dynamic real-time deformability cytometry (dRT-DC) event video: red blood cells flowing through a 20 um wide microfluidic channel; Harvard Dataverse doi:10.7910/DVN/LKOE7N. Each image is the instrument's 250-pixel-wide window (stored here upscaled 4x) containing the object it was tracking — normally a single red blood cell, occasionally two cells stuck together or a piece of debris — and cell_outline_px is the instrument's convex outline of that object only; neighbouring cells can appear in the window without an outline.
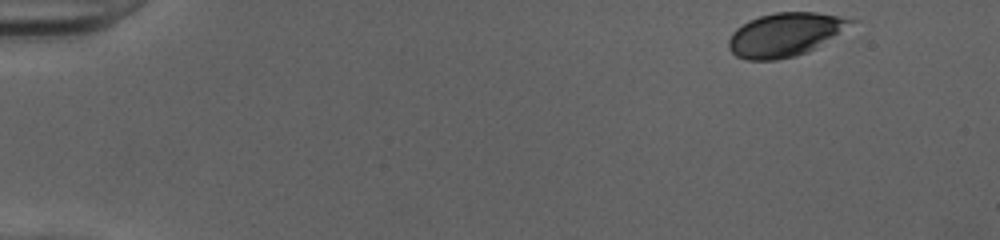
{"species": "human", "species_latin": "Homo sapiens", "temperature_condition": "cold", "stored_images_in_passage": 47, "camera_frame_rate_fps": 3000, "um_per_image_px": 0.085, "donor": {"sex": "female"}, "frame": {"image": 1, "passage_image": 1, "time_ms": 0.0, "image_size_px": [1000, 240], "cell_outline_px": [[856, 20], [816, 48], [808, 52], [796, 56], [776, 60], [748, 60], [736, 56], [728, 48], [728, 40], [732, 32], [736, 28], [748, 20], [760, 16], [776, 12], [816, 12]], "centroid_in_image_um": [66.65, 2.95], "position_along_channel_um": 18.4, "area_um2": 30.69}}
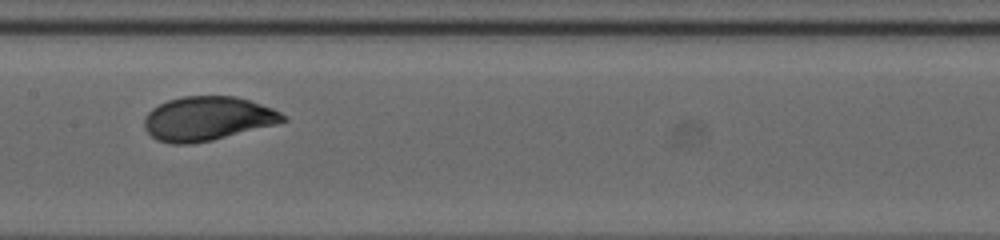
{"frame": {"image": 2, "passage_image": 23, "time_ms": 7.333, "image_size_px": [1000, 240], "cell_outline_px": [[288, 120], [212, 140], [188, 144], [172, 144], [156, 140], [144, 128], [144, 116], [152, 108], [168, 100], [184, 96], [236, 96], [272, 108], [280, 112]], "centroid_in_image_um": [17.57, 10.08], "position_along_channel_um": 189.8, "area_um2": 35.2}}
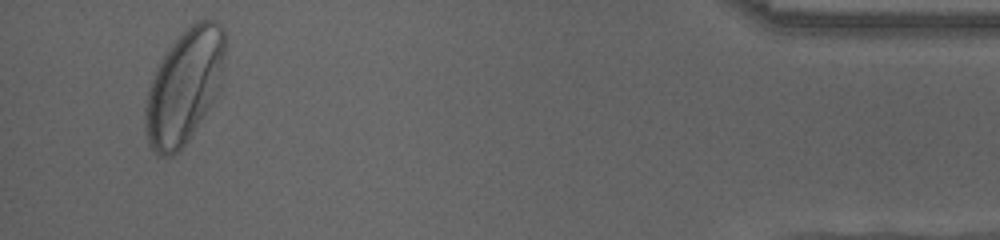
{"frame": {"image": 3, "passage_image": 45, "time_ms": 14.667, "image_size_px": [1000, 240], "cell_outline_px": [[228, 36], [220, 88], [216, 96], [188, 140], [172, 156], [160, 156], [148, 144], [144, 124], [144, 108], [148, 88], [160, 60], [172, 44], [192, 24], [200, 20], [216, 20], [224, 28]], "centroid_in_image_um": [15.69, 7.32], "position_along_channel_um": 419.5, "area_um2": 53.06}, "authors_computed_cell_mechanics": {"area_um2": 35.547, "velocity_mm_per_s": 4.012, "shape_relaxation_time_tau1_ms": 2.4374, "shape_relaxation_time_tau2_ms": null, "deformation_change_tau1": 0.1456, "deformation_change_tau2": null}}